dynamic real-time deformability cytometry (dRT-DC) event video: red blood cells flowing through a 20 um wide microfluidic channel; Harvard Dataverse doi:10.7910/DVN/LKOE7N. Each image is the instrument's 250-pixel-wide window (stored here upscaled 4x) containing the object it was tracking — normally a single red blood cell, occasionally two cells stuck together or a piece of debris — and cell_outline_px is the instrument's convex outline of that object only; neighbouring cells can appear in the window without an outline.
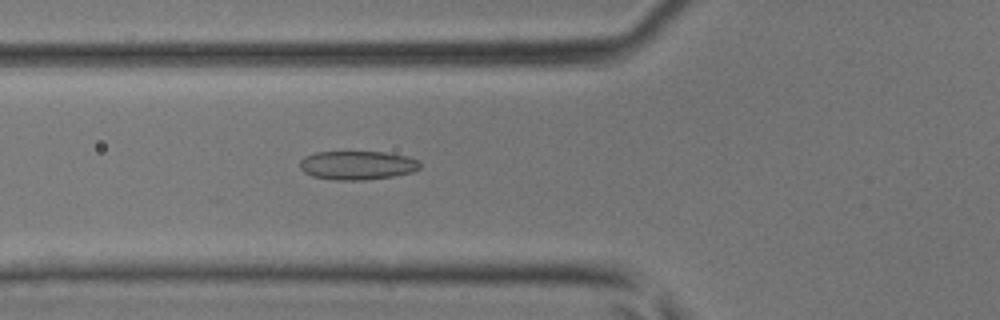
{"species": "common noctule bat (a hibernating species)", "species_latin": "Nyctalus noctula", "temperature_condition": "room temperature", "stored_images_in_passage": 34, "camera_frame_rate_fps": 3000, "um_per_image_px": 0.085, "animal": {"sex": "male", "body_mass_g": 17.9, "forearm_length_mm": 54.2}, "frame": {"image": 1, "passage_image": 5, "time_ms": 1.333, "image_size_px": [1000, 320], "cell_outline_px": [[420, 168], [412, 172], [392, 176], [364, 180], [336, 180], [312, 176], [304, 172], [300, 168], [300, 160], [304, 156], [316, 152], [384, 152], [408, 156], [420, 160]], "centroid_in_image_um": [30.38, 14.04], "position_along_channel_um": 95.4, "area_um2": 20.23}}
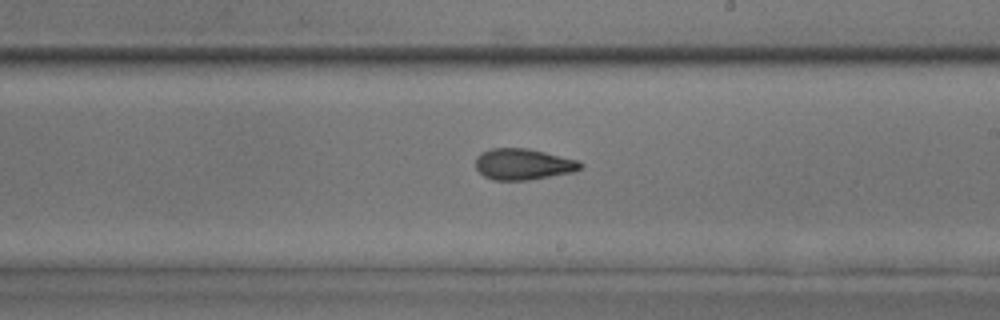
{"frame": {"image": 2, "passage_image": 15, "time_ms": 4.667, "image_size_px": [1000, 320], "cell_outline_px": [[584, 164], [580, 168], [572, 172], [528, 180], [492, 180], [484, 176], [476, 168], [476, 156], [480, 152], [492, 148], [528, 148], [576, 160]], "centroid_in_image_um": [44.42, 13.95], "position_along_channel_um": 244.6, "area_um2": 18.9}}
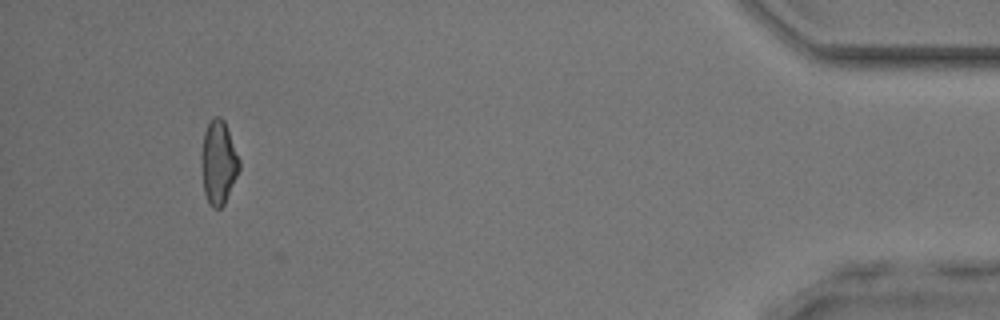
{"frame": {"image": 3, "passage_image": 31, "time_ms": 10.0, "image_size_px": [1000, 320], "cell_outline_px": [[240, 168], [224, 204], [220, 208], [212, 208], [208, 204], [204, 192], [200, 164], [200, 156], [204, 132], [208, 124], [216, 116], [220, 116], [224, 120], [240, 160]], "centroid_in_image_um": [18.55, 13.83], "position_along_channel_um": 416.7, "area_um2": 18.55}}